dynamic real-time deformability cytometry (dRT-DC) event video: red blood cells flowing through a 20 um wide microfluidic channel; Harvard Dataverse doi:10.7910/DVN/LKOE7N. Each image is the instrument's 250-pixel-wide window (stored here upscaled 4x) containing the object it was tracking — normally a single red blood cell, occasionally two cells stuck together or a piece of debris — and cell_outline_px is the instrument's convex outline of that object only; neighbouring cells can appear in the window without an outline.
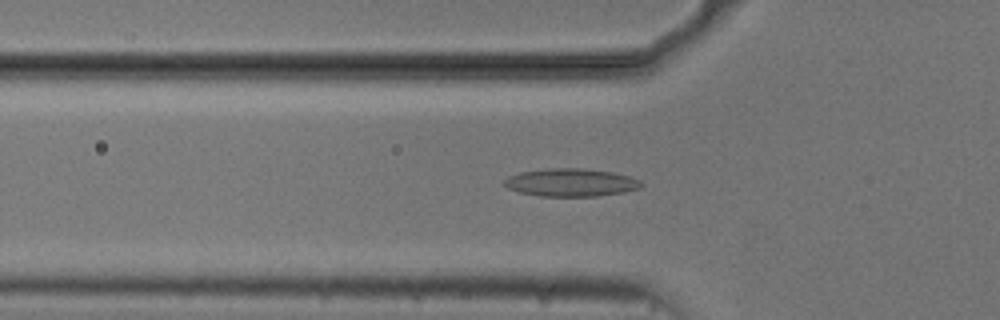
{"species": "common noctule bat (a hibernating species)", "species_latin": "Nyctalus noctula", "temperature_condition": "cold", "stored_images_in_passage": 53, "camera_frame_rate_fps": 3000, "um_per_image_px": 0.085, "animal": {"sex": "male", "body_mass_g": 20.5, "forearm_length_mm": 52.5}, "frame": {"image": 1, "passage_image": 17, "time_ms": 5.333, "image_size_px": [1000, 320], "cell_outline_px": [[644, 184], [640, 188], [624, 192], [596, 196], [540, 196], [520, 192], [508, 188], [504, 184], [504, 180], [508, 176], [520, 172], [548, 168], [580, 168], [612, 172], [632, 176], [640, 180]], "centroid_in_image_um": [48.56, 15.51], "position_along_channel_um": 77.2, "area_um2": 22.31}}
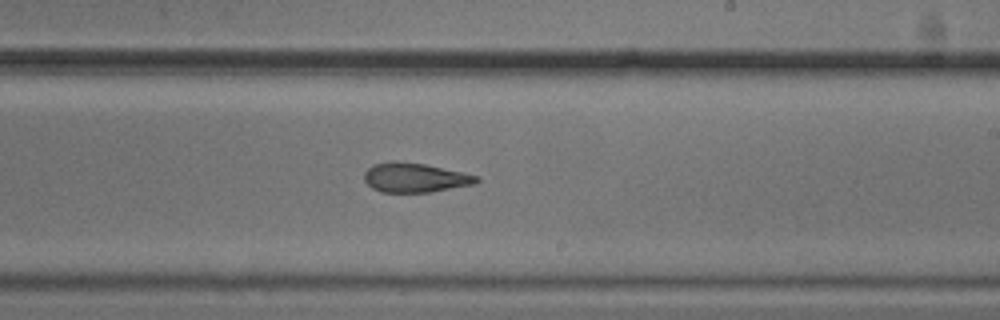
{"frame": {"image": 2, "passage_image": 31, "time_ms": 10.0, "image_size_px": [1000, 320], "cell_outline_px": [[480, 180], [476, 184], [432, 192], [380, 192], [372, 188], [364, 180], [364, 172], [372, 164], [392, 160], [424, 164], [464, 172], [480, 176]], "centroid_in_image_um": [35.29, 15.09], "position_along_channel_um": 253.7, "area_um2": 19.54}}
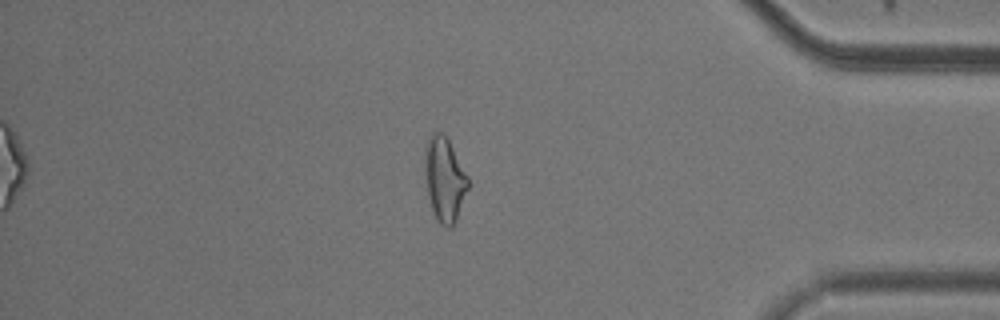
{"frame": {"image": 3, "passage_image": 45, "time_ms": 14.667, "image_size_px": [1000, 320], "cell_outline_px": [[468, 188], [456, 220], [452, 228], [448, 228], [440, 224], [436, 220], [428, 196], [424, 164], [424, 152], [428, 136], [432, 132], [444, 132], [468, 176]], "centroid_in_image_um": [37.77, 15.22], "position_along_channel_um": 397.4, "area_um2": 21.27}, "authors_computed_cell_mechanics": {"area_um2": 20.6346, "velocity_mm_per_s": 3.7546, "shape_relaxation_time_tau1_ms": null, "shape_relaxation_time_tau2_ms": 4.3488, "deformation_change_tau1": null, "deformation_change_tau2": 0.1404}}